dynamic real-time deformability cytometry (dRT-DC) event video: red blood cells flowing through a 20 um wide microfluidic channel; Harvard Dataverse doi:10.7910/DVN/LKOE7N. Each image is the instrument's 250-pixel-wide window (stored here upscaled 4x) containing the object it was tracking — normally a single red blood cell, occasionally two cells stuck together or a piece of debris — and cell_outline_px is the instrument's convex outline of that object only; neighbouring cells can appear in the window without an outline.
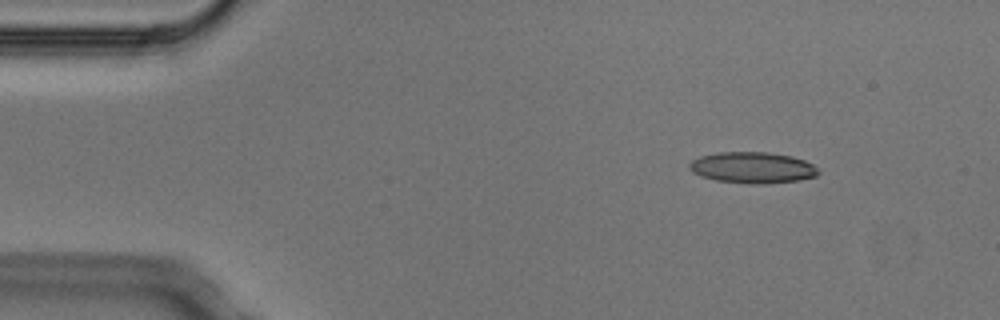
{"species": "Egyptian fruit bat (a non-hibernating species)", "species_latin": "Rousettus aegyptiacus", "temperature_condition": "cold", "stored_images_in_passage": 3, "camera_frame_rate_fps": 3000, "um_per_image_px": 0.085, "animal": {"sex": "male"}, "frame": {"image": 1, "passage_image": 2, "time_ms": 0.333, "image_size_px": [1000, 320], "cell_outline_px": [[820, 172], [816, 176], [800, 180], [764, 184], [752, 184], [716, 180], [700, 176], [692, 172], [688, 168], [688, 164], [692, 160], [700, 156], [716, 152], [768, 152], [792, 156], [804, 160], [820, 168]], "centroid_in_image_um": [63.97, 14.24], "position_along_channel_um": 21.0, "area_um2": 23.7}}
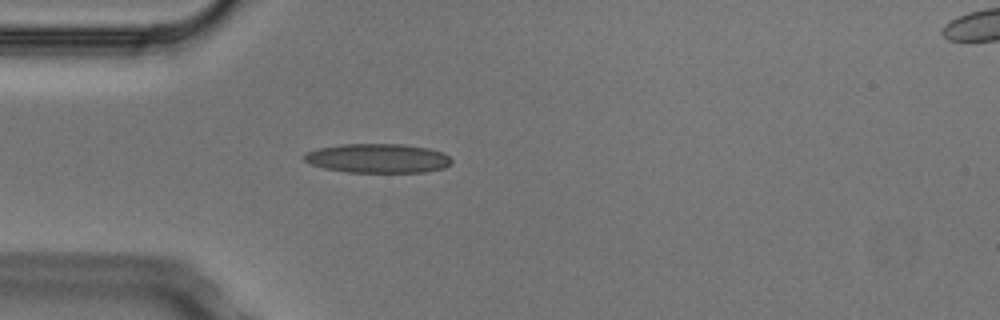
{"frame": {"image": 2, "passage_image": 3, "time_ms": 0.667, "image_size_px": [1000, 320], "cell_outline_px": [[452, 164], [444, 168], [424, 172], [348, 172], [324, 168], [312, 164], [304, 160], [304, 152], [316, 148], [340, 144], [404, 144], [428, 148], [444, 152], [452, 160]], "centroid_in_image_um": [32.12, 13.45], "position_along_channel_um": 52.9, "area_um2": 25.26}}